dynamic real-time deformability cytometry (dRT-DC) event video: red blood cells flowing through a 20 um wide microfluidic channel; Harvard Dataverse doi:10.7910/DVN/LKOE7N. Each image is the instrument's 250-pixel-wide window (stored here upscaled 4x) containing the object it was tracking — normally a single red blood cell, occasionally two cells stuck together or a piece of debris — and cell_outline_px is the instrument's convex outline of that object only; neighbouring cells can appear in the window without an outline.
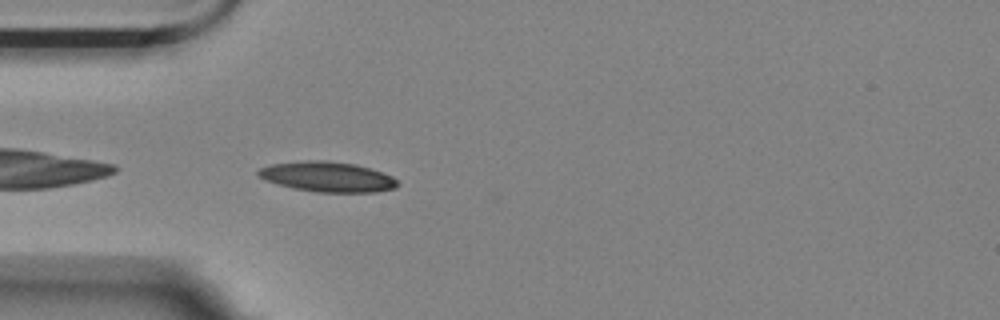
{"species": "Egyptian fruit bat (a non-hibernating species)", "species_latin": "Rousettus aegyptiacus", "temperature_condition": "room temperature", "stored_images_in_passage": 42, "camera_frame_rate_fps": 3000, "um_per_image_px": 0.085, "animal": {"sex": "female"}, "frame": {"image": 1, "passage_image": 2, "time_ms": 0.333, "image_size_px": [1000, 320], "cell_outline_px": [[400, 184], [396, 188], [376, 192], [316, 192], [292, 188], [268, 180], [260, 176], [256, 172], [260, 168], [272, 164], [308, 160], [324, 160], [356, 164], [392, 176]], "centroid_in_image_um": [27.87, 15.03], "position_along_channel_um": 57.1, "area_um2": 24.22}}
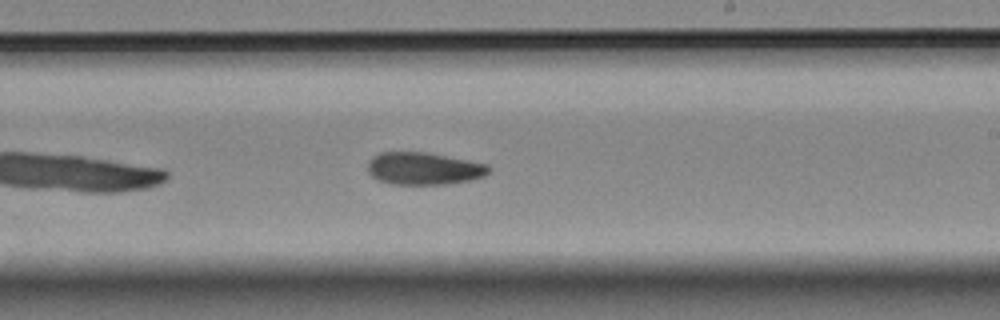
{"frame": {"image": 2, "passage_image": 19, "time_ms": 6.0, "image_size_px": [1000, 320], "cell_outline_px": [[492, 168], [484, 176], [472, 180], [448, 184], [392, 184], [376, 180], [368, 172], [368, 160], [372, 156], [380, 152], [428, 152], [488, 164]], "centroid_in_image_um": [36.01, 14.32], "position_along_channel_um": 253.0, "area_um2": 23.12}}
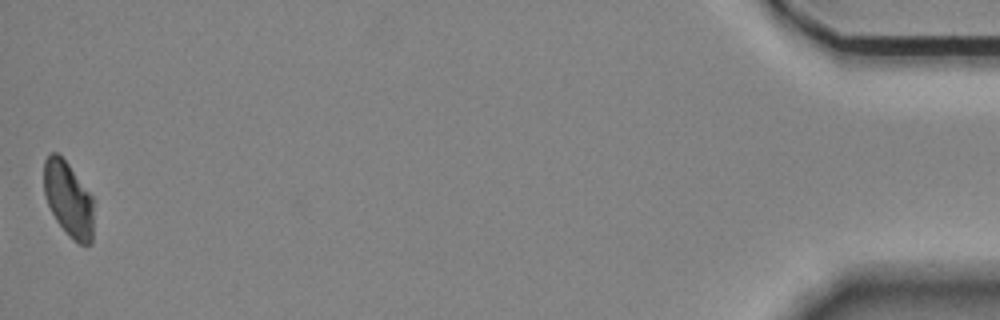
{"frame": {"image": 3, "passage_image": 42, "time_ms": 13.667, "image_size_px": [1000, 320], "cell_outline_px": [[96, 200], [92, 244], [80, 244], [72, 240], [68, 236], [56, 220], [48, 204], [44, 192], [44, 160], [48, 152], [56, 152], [68, 164]], "centroid_in_image_um": [5.87, 16.96], "position_along_channel_um": 429.3, "area_um2": 22.37}, "authors_computed_cell_mechanics": {"area_um2": 23.0333, "velocity_mm_per_s": 3.5158, "shape_relaxation_time_tau1_ms": 9.1485, "shape_relaxation_time_tau2_ms": 9.9089, "deformation_change_tau1": 0.1763, "deformation_change_tau2": 0.1565}}